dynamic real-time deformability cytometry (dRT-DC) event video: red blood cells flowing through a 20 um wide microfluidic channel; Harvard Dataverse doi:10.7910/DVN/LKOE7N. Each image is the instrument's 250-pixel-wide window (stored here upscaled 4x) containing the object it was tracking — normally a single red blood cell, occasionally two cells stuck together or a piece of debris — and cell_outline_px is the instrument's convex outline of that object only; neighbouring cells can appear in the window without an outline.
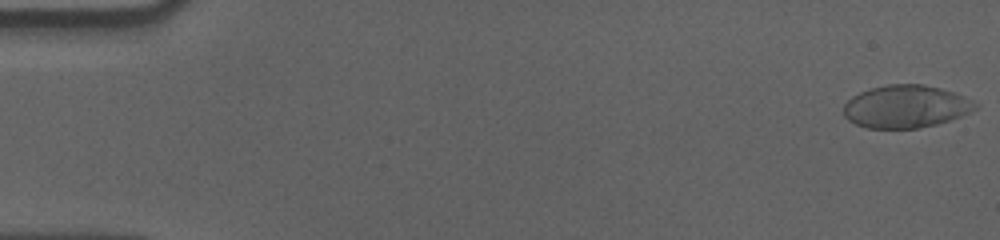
{"species": "human", "species_latin": "Homo sapiens", "temperature_condition": "cold", "stored_images_in_passage": 57, "camera_frame_rate_fps": 3000, "um_per_image_px": 0.085, "donor": {"sex": "male"}, "frame": {"image": 1, "passage_image": 1, "time_ms": 0.0, "image_size_px": [1000, 240], "cell_outline_px": [[976, 108], [960, 116], [936, 124], [916, 128], [868, 128], [856, 124], [848, 120], [844, 116], [844, 104], [852, 96], [860, 92], [872, 88], [888, 84], [924, 84], [940, 88], [964, 96], [972, 100], [976, 104]], "centroid_in_image_um": [76.96, 9.05], "position_along_channel_um": 8.0, "area_um2": 32.43}}
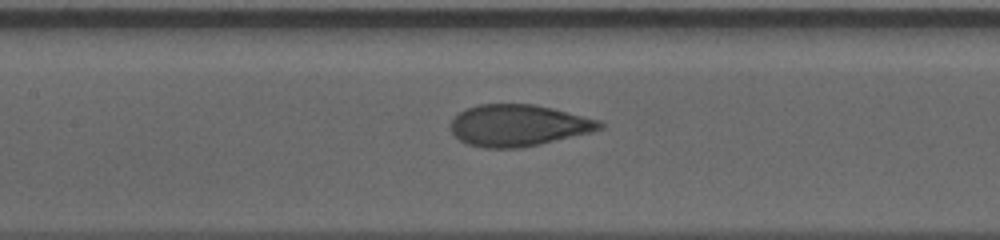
{"frame": {"image": 2, "passage_image": 27, "time_ms": 8.667, "image_size_px": [1000, 240], "cell_outline_px": [[604, 128], [592, 132], [540, 144], [520, 148], [484, 148], [468, 144], [460, 140], [452, 132], [452, 120], [464, 108], [476, 104], [532, 104], [552, 108], [600, 120], [604, 124]], "centroid_in_image_um": [44.07, 10.66], "position_along_channel_um": 163.3, "area_um2": 36.13}}
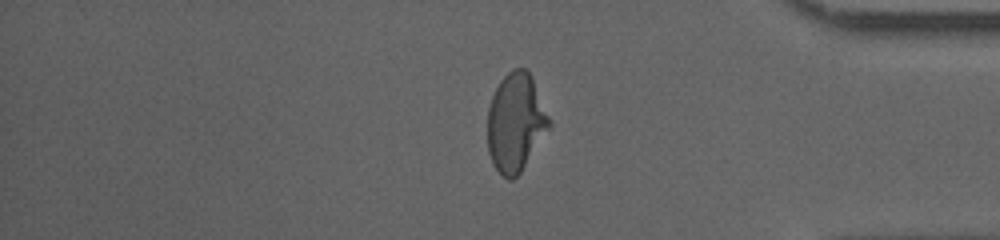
{"frame": {"image": 3, "passage_image": 48, "time_ms": 15.667, "image_size_px": [1000, 240], "cell_outline_px": [[552, 124], [520, 172], [512, 180], [508, 180], [492, 164], [488, 152], [488, 108], [492, 96], [500, 80], [512, 68], [524, 68], [532, 76], [552, 120]], "centroid_in_image_um": [43.84, 10.38], "position_along_channel_um": 391.4, "area_um2": 35.37}, "authors_computed_cell_mechanics": {"area_um2": 35.8938, "velocity_mm_per_s": 3.5587, "shape_relaxation_time_tau1_ms": 3.917, "shape_relaxation_time_tau2_ms": null, "deformation_change_tau1": 0.1661, "deformation_change_tau2": null}}